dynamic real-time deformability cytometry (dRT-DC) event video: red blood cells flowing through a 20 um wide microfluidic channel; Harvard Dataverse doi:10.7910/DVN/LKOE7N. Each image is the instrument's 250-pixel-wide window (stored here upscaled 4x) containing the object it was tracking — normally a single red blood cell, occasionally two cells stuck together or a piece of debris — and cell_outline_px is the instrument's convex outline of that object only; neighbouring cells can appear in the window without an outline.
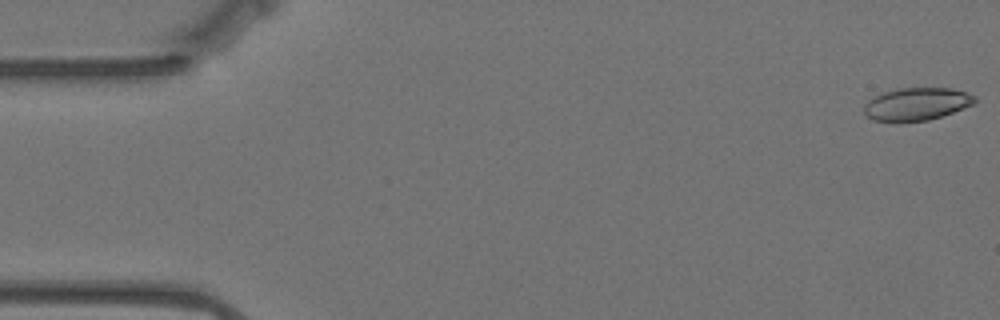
{"species": "Egyptian fruit bat (a non-hibernating species)", "species_latin": "Rousettus aegyptiacus", "temperature_condition": "warm", "stored_images_in_passage": 13, "camera_frame_rate_fps": 3000, "um_per_image_px": 0.085, "animal": {"sex": "female"}, "frame": {"image": 1, "passage_image": 1, "time_ms": 0.0, "image_size_px": [1000, 320], "cell_outline_px": [[976, 100], [972, 104], [952, 112], [928, 120], [896, 124], [872, 120], [864, 112], [864, 104], [868, 100], [880, 92], [896, 88], [952, 88], [976, 96]], "centroid_in_image_um": [77.82, 8.86], "position_along_channel_um": 7.2, "area_um2": 21.5}}